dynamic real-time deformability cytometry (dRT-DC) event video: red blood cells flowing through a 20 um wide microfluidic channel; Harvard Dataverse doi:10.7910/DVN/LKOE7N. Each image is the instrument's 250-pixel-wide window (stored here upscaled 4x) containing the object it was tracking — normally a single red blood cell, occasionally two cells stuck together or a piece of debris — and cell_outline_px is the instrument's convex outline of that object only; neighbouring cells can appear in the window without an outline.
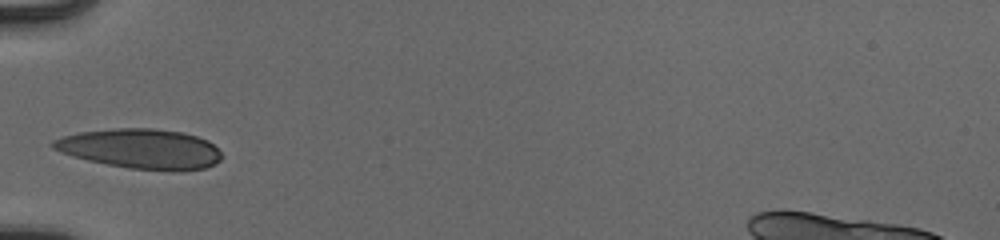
{"species": "human", "species_latin": "Homo sapiens", "temperature_condition": "cold", "stored_images_in_passage": 34, "camera_frame_rate_fps": 3000, "um_per_image_px": 0.085, "donor": {"sex": "male"}, "frame": {"image": 1, "passage_image": 1, "time_ms": 0.0, "image_size_px": [1000, 240], "cell_outline_px": [[224, 156], [216, 164], [204, 168], [176, 172], [172, 172], [128, 168], [88, 160], [72, 156], [60, 152], [52, 148], [48, 144], [52, 140], [64, 136], [80, 132], [116, 128], [152, 128], [184, 132], [208, 140]], "centroid_in_image_um": [11.98, 12.66], "position_along_channel_um": 73.0, "area_um2": 39.54}}
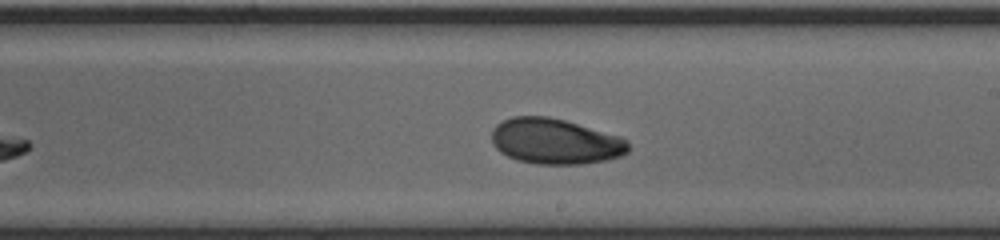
{"frame": {"image": 2, "passage_image": 14, "time_ms": 4.333, "image_size_px": [1000, 240], "cell_outline_px": [[628, 152], [620, 156], [604, 160], [584, 164], [536, 164], [516, 160], [500, 152], [492, 144], [492, 128], [500, 120], [512, 116], [548, 116], [564, 120], [620, 136], [628, 140]], "centroid_in_image_um": [47.15, 12.01], "position_along_channel_um": 241.8, "area_um2": 36.47}}
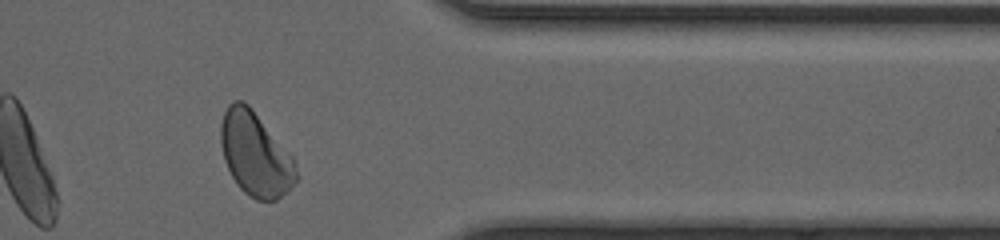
{"frame": {"image": 3, "passage_image": 26, "time_ms": 8.333, "image_size_px": [1000, 240], "cell_outline_px": [[300, 176], [288, 192], [276, 200], [256, 200], [244, 192], [236, 184], [224, 160], [220, 144], [220, 124], [224, 112], [228, 104], [232, 100], [244, 100], [252, 108], [292, 156]], "centroid_in_image_um": [21.7, 13.1], "position_along_channel_um": 389.7, "area_um2": 37.11}, "authors_computed_cell_mechanics": {"area_um2": 36.6452, "velocity_mm_per_s": 3.9415, "shape_relaxation_time_tau1_ms": 4.3005, "shape_relaxation_time_tau2_ms": 3.4274, "deformation_change_tau1": 0.1372, "deformation_change_tau2": 0.0726}}